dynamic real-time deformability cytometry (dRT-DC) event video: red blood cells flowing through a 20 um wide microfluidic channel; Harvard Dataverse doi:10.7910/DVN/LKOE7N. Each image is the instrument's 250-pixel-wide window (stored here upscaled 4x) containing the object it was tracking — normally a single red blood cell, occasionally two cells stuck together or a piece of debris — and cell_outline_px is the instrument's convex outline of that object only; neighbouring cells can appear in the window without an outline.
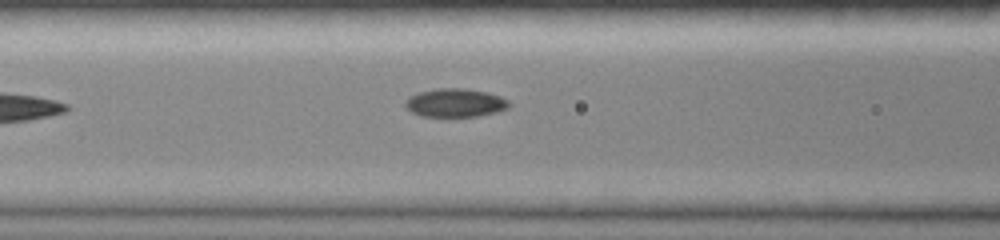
{"species": "common noctule bat (a hibernating species)", "species_latin": "Nyctalus noctula", "temperature_condition": "room temperature", "stored_images_in_passage": 12, "camera_frame_rate_fps": 3000, "um_per_image_px": 0.085, "animal": {"sex": "female", "body_mass_g": 19.0, "forearm_length_mm": 51.5}, "frame": {"image": 1, "passage_image": 12, "time_ms": 3.667, "image_size_px": [1000, 240], "cell_outline_px": [[512, 104], [508, 108], [496, 112], [476, 116], [420, 116], [412, 112], [404, 104], [404, 100], [420, 92], [436, 88], [464, 88], [484, 92], [500, 96], [508, 100]], "centroid_in_image_um": [38.7, 8.74], "position_along_channel_um": 127.9, "area_um2": 17.05}}